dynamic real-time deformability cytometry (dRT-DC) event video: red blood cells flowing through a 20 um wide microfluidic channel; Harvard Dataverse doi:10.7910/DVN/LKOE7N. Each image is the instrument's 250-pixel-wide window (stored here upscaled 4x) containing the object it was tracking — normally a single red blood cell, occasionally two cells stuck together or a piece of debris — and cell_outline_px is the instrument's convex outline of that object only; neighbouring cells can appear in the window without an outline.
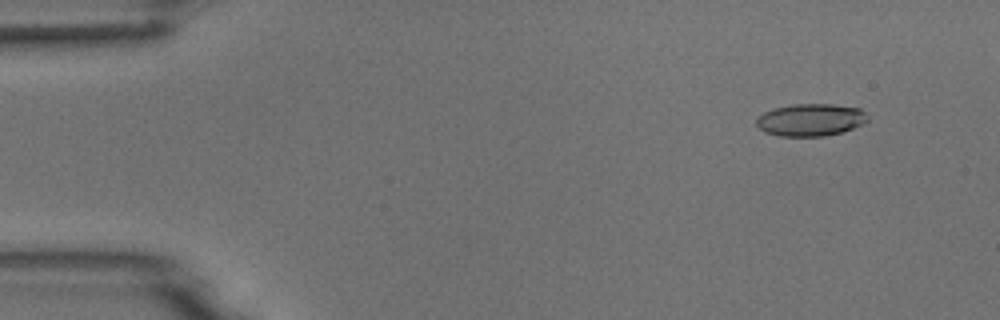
{"species": "common noctule bat (a hibernating species)", "species_latin": "Nyctalus noctula", "temperature_condition": "room temperature", "stored_images_in_passage": 5, "camera_frame_rate_fps": 3000, "um_per_image_px": 0.085, "animal": {"sex": "male", "body_mass_g": 18.8}, "frame": {"image": 1, "passage_image": 2, "time_ms": 1.0, "image_size_px": [1000, 320], "cell_outline_px": [[868, 120], [864, 124], [840, 132], [824, 136], [780, 136], [764, 132], [756, 124], [756, 120], [764, 112], [772, 108], [792, 104], [832, 104], [860, 108], [868, 116]], "centroid_in_image_um": [68.9, 10.18], "position_along_channel_um": 16.1, "area_um2": 20.98}}
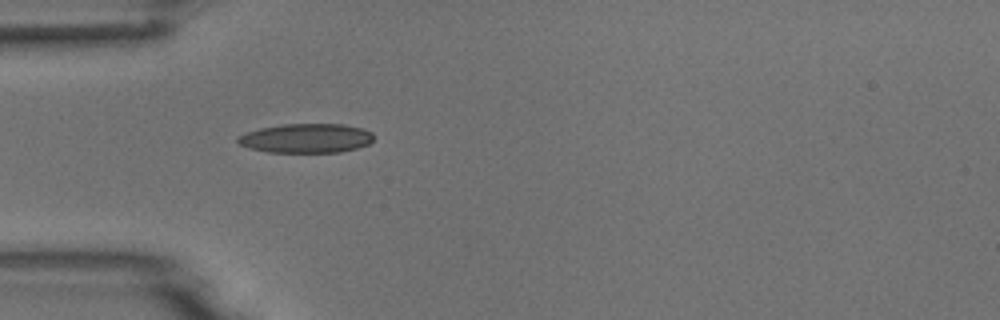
{"frame": {"image": 2, "passage_image": 5, "time_ms": 4.667, "image_size_px": [1000, 320], "cell_outline_px": [[372, 140], [368, 144], [356, 148], [340, 152], [268, 152], [248, 148], [240, 144], [236, 140], [236, 136], [244, 132], [260, 128], [280, 124], [344, 124], [364, 128], [372, 132]], "centroid_in_image_um": [25.99, 11.74], "position_along_channel_um": 59.0, "area_um2": 23.35}}